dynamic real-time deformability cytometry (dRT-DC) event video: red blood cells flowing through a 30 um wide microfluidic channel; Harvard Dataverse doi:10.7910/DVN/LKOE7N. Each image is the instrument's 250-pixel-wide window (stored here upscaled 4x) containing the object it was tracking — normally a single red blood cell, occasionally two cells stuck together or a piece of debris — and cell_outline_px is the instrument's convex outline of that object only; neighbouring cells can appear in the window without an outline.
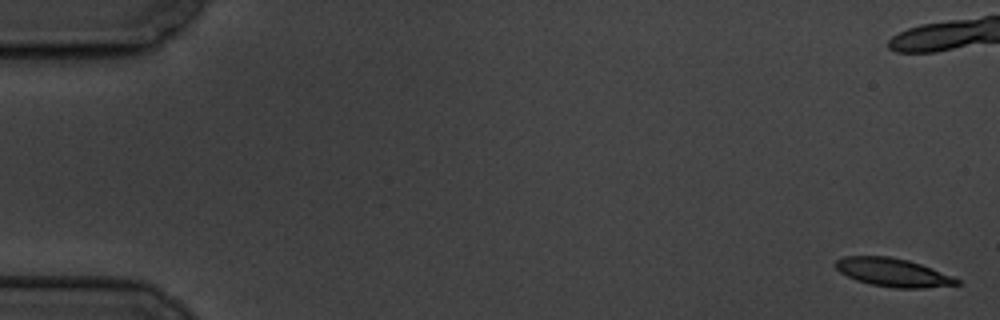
{"species": "common noctule bat (a hibernating species)", "species_latin": "Nyctalus noctula", "temperature_condition": "cold", "stored_images_in_passage": 8, "camera_frame_rate_fps": 3000, "um_per_image_px": 0.085, "animal": {"sex": "male", "body_mass_g": 19.5, "forearm_length_mm": 54.6}, "frame": {"image": 1, "passage_image": 1, "time_ms": 0.0, "image_size_px": [1000, 320], "cell_outline_px": [[960, 284], [924, 288], [896, 288], [872, 284], [856, 280], [840, 272], [836, 268], [836, 260], [844, 256], [888, 256], [908, 260], [920, 264], [952, 276], [960, 280]], "centroid_in_image_um": [75.9, 23.15], "position_along_channel_um": 9.1, "area_um2": 19.77}}